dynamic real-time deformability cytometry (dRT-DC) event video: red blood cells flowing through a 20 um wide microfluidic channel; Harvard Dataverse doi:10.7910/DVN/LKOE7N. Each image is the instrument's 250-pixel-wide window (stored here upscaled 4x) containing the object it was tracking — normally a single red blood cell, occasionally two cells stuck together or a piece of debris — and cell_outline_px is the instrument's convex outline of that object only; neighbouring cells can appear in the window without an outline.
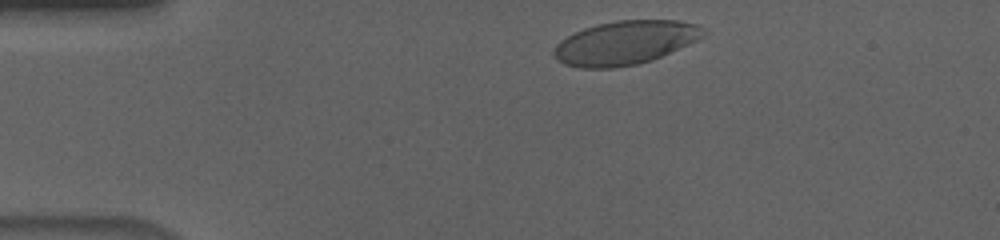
{"species": "human", "species_latin": "Homo sapiens", "temperature_condition": "cold", "stored_images_in_passage": 39, "camera_frame_rate_fps": 3000, "um_per_image_px": 0.085, "donor": {"sex": "male"}, "frame": {"image": 1, "passage_image": 3, "time_ms": 0.667, "image_size_px": [1000, 240], "cell_outline_px": [[704, 36], [688, 44], [652, 60], [636, 64], [612, 68], [580, 68], [564, 64], [556, 60], [552, 52], [556, 44], [560, 40], [584, 28], [596, 24], [616, 20], [680, 20], [696, 24], [700, 28]], "centroid_in_image_um": [53.07, 3.63], "position_along_channel_um": 31.9, "area_um2": 37.92}}
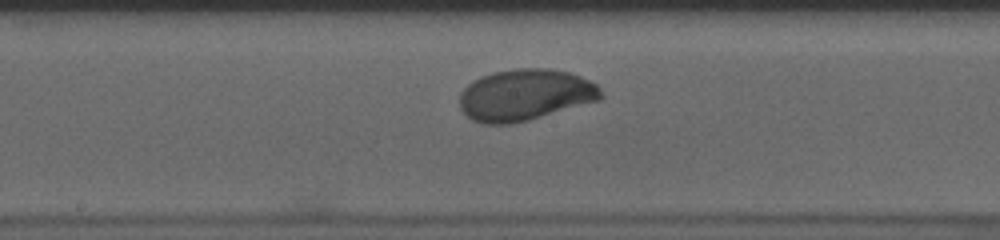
{"frame": {"image": 2, "passage_image": 22, "time_ms": 7.0, "image_size_px": [1000, 240], "cell_outline_px": [[604, 96], [600, 100], [528, 120], [512, 124], [484, 124], [472, 120], [460, 108], [460, 92], [472, 80], [480, 76], [492, 72], [516, 68], [548, 68], [572, 72], [596, 84], [604, 92]], "centroid_in_image_um": [44.64, 8.06], "position_along_channel_um": 203.6, "area_um2": 42.71}}
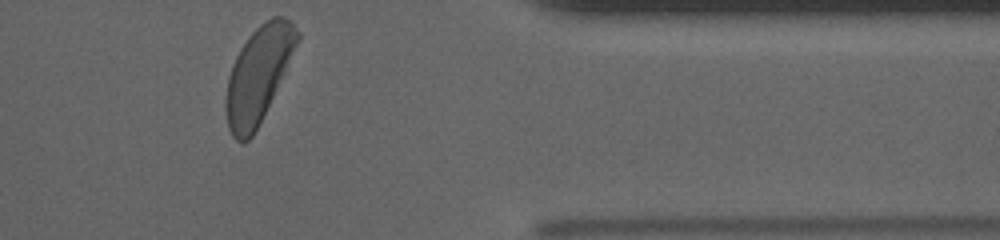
{"frame": {"image": 3, "passage_image": 39, "time_ms": 12.667, "image_size_px": [1000, 240], "cell_outline_px": [[300, 40], [252, 136], [248, 140], [236, 140], [232, 136], [228, 128], [224, 108], [224, 100], [228, 76], [232, 64], [240, 48], [248, 36], [260, 24], [272, 16], [284, 16], [300, 32]], "centroid_in_image_um": [21.92, 6.3], "position_along_channel_um": 389.5, "area_um2": 39.13}, "authors_computed_cell_mechanics": {"area_um2": 41.2114, "velocity_mm_per_s": 3.6003, "shape_relaxation_time_tau1_ms": 3.8853, "shape_relaxation_time_tau2_ms": null, "deformation_change_tau1": 0.1789, "deformation_change_tau2": null}}